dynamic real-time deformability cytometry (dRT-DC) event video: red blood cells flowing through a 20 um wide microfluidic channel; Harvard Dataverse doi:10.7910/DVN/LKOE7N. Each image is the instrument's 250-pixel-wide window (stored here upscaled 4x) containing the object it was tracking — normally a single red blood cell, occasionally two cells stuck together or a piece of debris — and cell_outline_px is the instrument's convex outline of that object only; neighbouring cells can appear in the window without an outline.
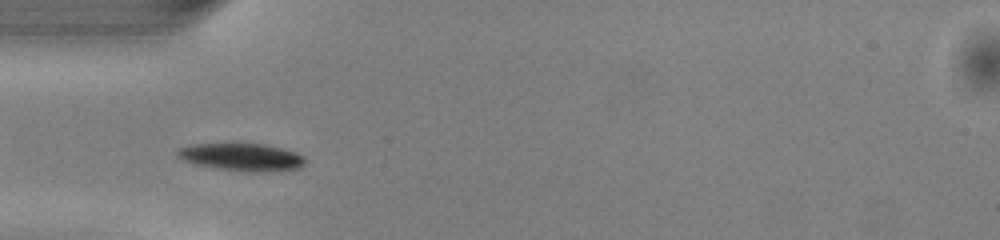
{"species": "common noctule bat (a hibernating species)", "species_latin": "Nyctalus noctula", "temperature_condition": "warm", "stored_images_in_passage": 37, "camera_frame_rate_fps": 3000, "um_per_image_px": 0.085, "animal": {"sex": "male", "body_mass_g": 13.0, "forearm_length_mm": 53.1}, "frame": {"image": 1, "passage_image": 3, "time_ms": 0.667, "image_size_px": [1000, 240], "cell_outline_px": [[308, 160], [300, 168], [264, 172], [256, 172], [216, 168], [180, 160], [176, 156], [176, 152], [180, 148], [188, 144], [264, 144], [296, 152], [304, 156]], "centroid_in_image_um": [20.56, 13.35], "position_along_channel_um": 64.4, "area_um2": 20.46}}
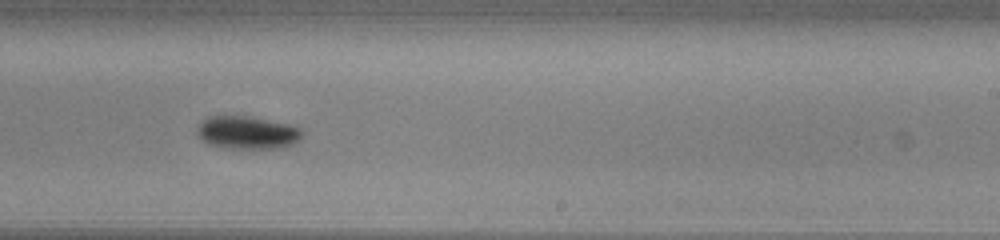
{"frame": {"image": 2, "passage_image": 18, "time_ms": 5.667, "image_size_px": [1000, 240], "cell_outline_px": [[304, 132], [292, 144], [284, 148], [232, 148], [208, 144], [196, 132], [196, 128], [208, 116], [252, 116], [288, 124], [300, 128]], "centroid_in_image_um": [21.02, 11.26], "position_along_channel_um": 268.0, "area_um2": 19.94}}
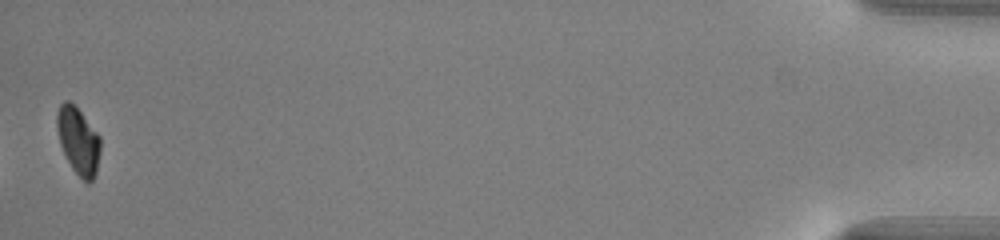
{"frame": {"image": 3, "passage_image": 37, "time_ms": 12.0, "image_size_px": [1000, 240], "cell_outline_px": [[100, 152], [96, 172], [92, 180], [88, 184], [72, 168], [60, 144], [56, 128], [56, 112], [60, 104], [64, 100], [68, 100], [80, 112], [100, 136]], "centroid_in_image_um": [6.64, 11.95], "position_along_channel_um": 428.6, "area_um2": 16.76}, "authors_computed_cell_mechanics": {"area_um2": 19.652, "velocity_mm_per_s": 4.0983, "shape_relaxation_time_tau1_ms": 1.8824, "shape_relaxation_time_tau2_ms": null, "deformation_change_tau1": 0.0991, "deformation_change_tau2": null}}